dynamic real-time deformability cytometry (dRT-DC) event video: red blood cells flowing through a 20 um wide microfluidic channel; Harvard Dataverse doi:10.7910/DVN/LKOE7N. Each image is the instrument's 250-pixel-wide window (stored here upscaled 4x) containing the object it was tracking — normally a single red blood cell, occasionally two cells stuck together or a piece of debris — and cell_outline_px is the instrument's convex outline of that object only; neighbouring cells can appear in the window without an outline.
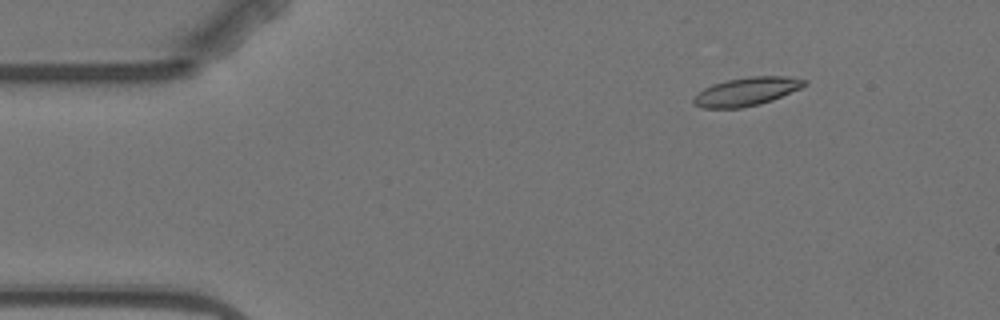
{"species": "Egyptian fruit bat (a non-hibernating species)", "species_latin": "Rousettus aegyptiacus", "temperature_condition": "warm", "stored_images_in_passage": 5, "camera_frame_rate_fps": 3000, "um_per_image_px": 0.085, "animal": {"sex": "female"}, "frame": {"image": 1, "passage_image": 2, "time_ms": 1.0, "image_size_px": [1000, 320], "cell_outline_px": [[808, 84], [800, 88], [772, 100], [760, 104], [740, 108], [704, 108], [692, 104], [692, 100], [704, 88], [712, 84], [728, 80], [748, 76], [788, 76], [808, 80]], "centroid_in_image_um": [63.48, 7.77], "position_along_channel_um": 21.5, "area_um2": 18.32}}
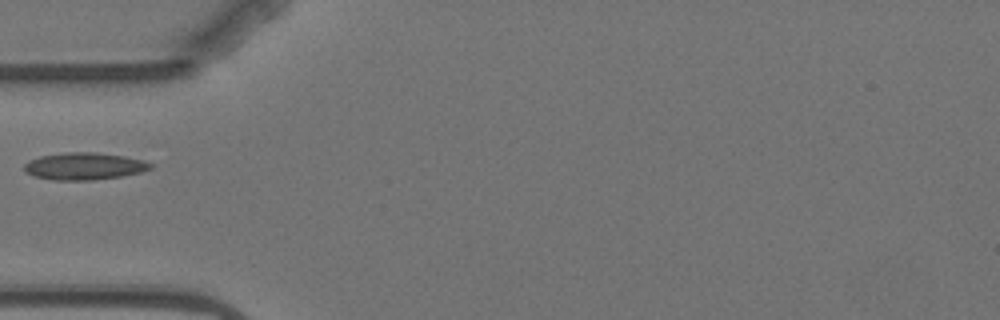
{"frame": {"image": 2, "passage_image": 5, "time_ms": 4.667, "image_size_px": [1000, 320], "cell_outline_px": [[152, 168], [140, 172], [120, 176], [92, 180], [52, 180], [36, 176], [28, 172], [24, 168], [24, 164], [28, 160], [40, 156], [64, 152], [96, 152], [124, 156], [144, 160], [152, 164]], "centroid_in_image_um": [7.16, 14.11], "position_along_channel_um": 77.8, "area_um2": 19.88}}